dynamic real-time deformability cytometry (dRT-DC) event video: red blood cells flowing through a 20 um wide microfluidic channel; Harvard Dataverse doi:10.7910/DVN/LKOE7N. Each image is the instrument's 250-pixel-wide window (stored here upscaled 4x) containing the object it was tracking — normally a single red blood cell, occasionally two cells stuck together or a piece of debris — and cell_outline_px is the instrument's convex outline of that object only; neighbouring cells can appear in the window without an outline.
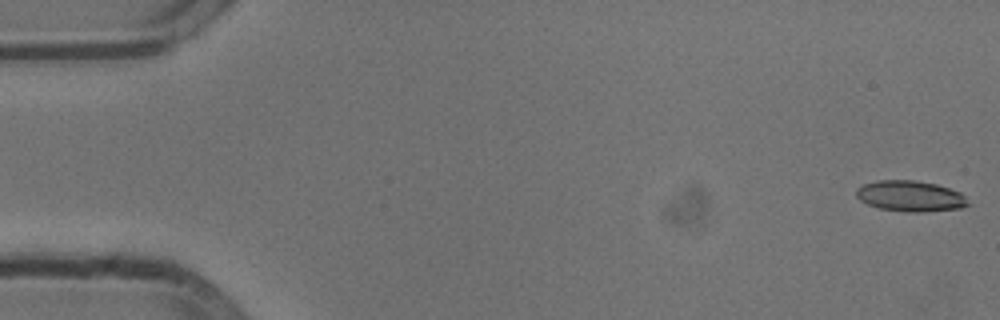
{"species": "common noctule bat (a hibernating species)", "species_latin": "Nyctalus noctula", "temperature_condition": "cold", "stored_images_in_passage": 54, "camera_frame_rate_fps": 3000, "um_per_image_px": 0.085, "animal": {"sex": "male", "body_mass_g": 13.3}, "frame": {"image": 1, "passage_image": 1, "time_ms": 0.0, "image_size_px": [1000, 320], "cell_outline_px": [[972, 204], [960, 208], [924, 212], [904, 212], [880, 208], [868, 204], [860, 200], [856, 196], [856, 188], [864, 184], [876, 180], [916, 180], [936, 184], [960, 192]], "centroid_in_image_um": [77.38, 16.67], "position_along_channel_um": 7.6, "area_um2": 20.17}}
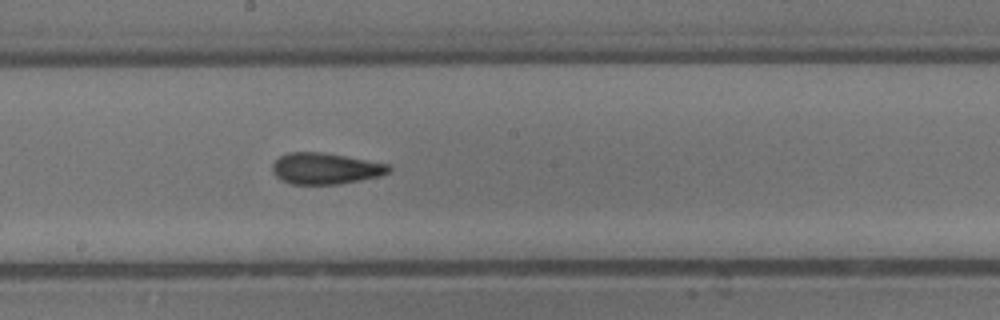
{"frame": {"image": 2, "passage_image": 29, "time_ms": 9.333, "image_size_px": [1000, 320], "cell_outline_px": [[392, 168], [388, 172], [380, 176], [340, 184], [292, 184], [280, 180], [272, 172], [272, 164], [280, 156], [288, 152], [324, 152], [392, 164]], "centroid_in_image_um": [27.68, 14.32], "position_along_channel_um": 220.5, "area_um2": 21.44}}
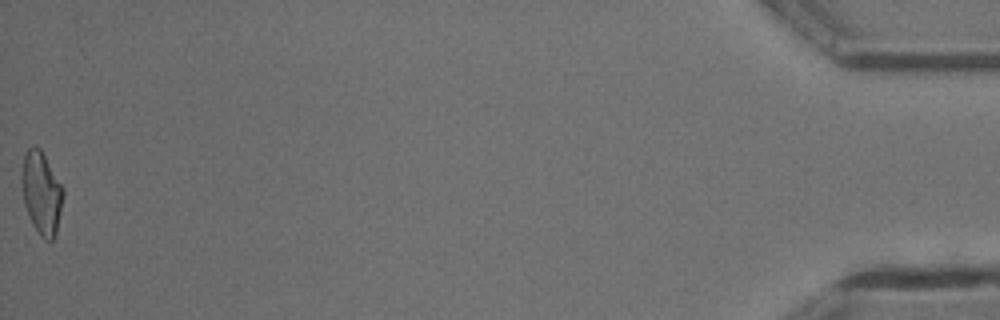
{"frame": {"image": 3, "passage_image": 54, "time_ms": 17.667, "image_size_px": [1000, 320], "cell_outline_px": [[64, 192], [56, 236], [52, 240], [44, 240], [40, 236], [32, 224], [24, 204], [20, 180], [20, 172], [24, 156], [28, 148], [40, 148], [64, 188]], "centroid_in_image_um": [3.52, 16.42], "position_along_channel_um": 431.7, "area_um2": 20.11}, "authors_computed_cell_mechanics": {"area_um2": 20.4901, "velocity_mm_per_s": 3.8142, "shape_relaxation_time_tau1_ms": 4.2797, "shape_relaxation_time_tau2_ms": 2.4831, "deformation_change_tau1": 0.1548, "deformation_change_tau2": 0.1121}}